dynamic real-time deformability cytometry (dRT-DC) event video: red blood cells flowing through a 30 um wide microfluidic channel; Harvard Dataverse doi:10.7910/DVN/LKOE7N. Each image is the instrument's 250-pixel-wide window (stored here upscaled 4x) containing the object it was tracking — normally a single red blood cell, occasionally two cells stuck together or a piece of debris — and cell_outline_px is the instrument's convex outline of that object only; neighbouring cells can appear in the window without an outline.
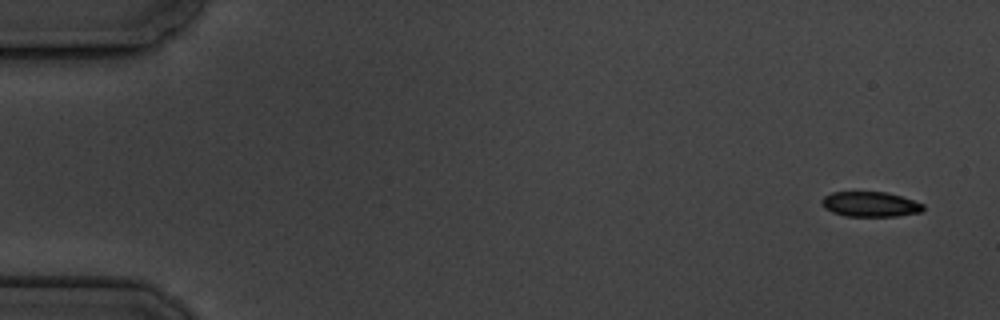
{"species": "common noctule bat (a hibernating species)", "species_latin": "Nyctalus noctula", "temperature_condition": "cold", "stored_images_in_passage": 5, "camera_frame_rate_fps": 3000, "um_per_image_px": 0.085, "animal": {"sex": "male", "body_mass_g": 19.5, "forearm_length_mm": 54.6}, "frame": {"image": 1, "passage_image": 1, "time_ms": 0.0, "image_size_px": [1000, 320], "cell_outline_px": [[924, 208], [920, 212], [896, 216], [844, 216], [832, 212], [824, 208], [820, 204], [820, 200], [824, 196], [832, 192], [884, 192], [900, 196], [924, 204]], "centroid_in_image_um": [73.91, 17.36], "position_along_channel_um": 11.1, "area_um2": 14.8}}
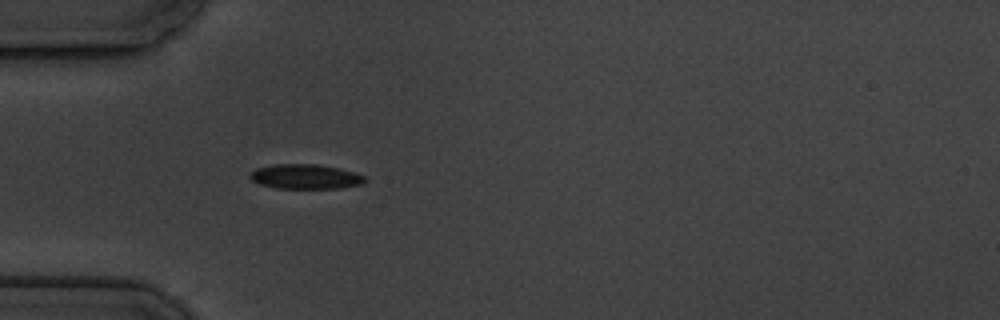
{"frame": {"image": 2, "passage_image": 5, "time_ms": 5.0, "image_size_px": [1000, 320], "cell_outline_px": [[368, 180], [364, 184], [340, 188], [276, 188], [260, 184], [252, 180], [248, 176], [256, 168], [272, 164], [320, 164], [340, 168], [356, 172], [364, 176]], "centroid_in_image_um": [26.01, 15.0], "position_along_channel_um": 59.0, "area_um2": 16.76}}